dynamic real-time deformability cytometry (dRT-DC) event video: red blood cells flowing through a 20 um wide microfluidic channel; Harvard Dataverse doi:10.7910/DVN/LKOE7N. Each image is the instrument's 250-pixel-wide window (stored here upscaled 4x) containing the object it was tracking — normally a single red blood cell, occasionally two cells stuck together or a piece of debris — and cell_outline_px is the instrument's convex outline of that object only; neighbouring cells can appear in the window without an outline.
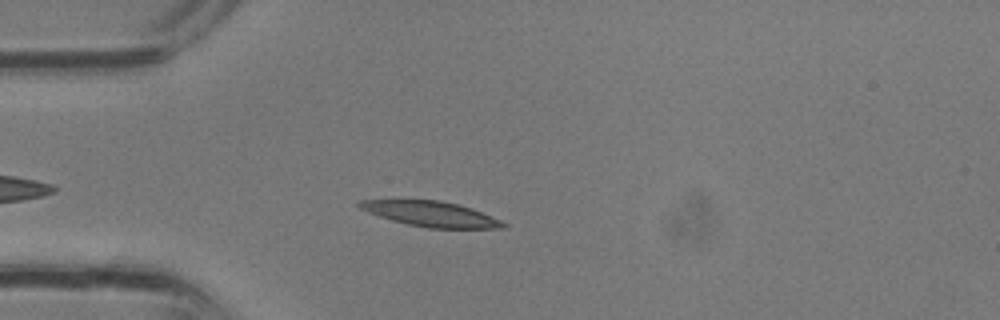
{"species": "common noctule bat (a hibernating species)", "species_latin": "Nyctalus noctula", "temperature_condition": "room temperature", "stored_images_in_passage": 24, "camera_frame_rate_fps": 3000, "um_per_image_px": 0.085, "animal": {"sex": "male", "body_mass_g": 13.3}, "frame": {"image": 1, "passage_image": 4, "time_ms": 1.0, "image_size_px": [1000, 320], "cell_outline_px": [[508, 228], [428, 228], [408, 224], [392, 220], [368, 212], [360, 208], [356, 204], [360, 200], [440, 200], [472, 208], [500, 220], [508, 224]], "centroid_in_image_um": [36.65, 18.19], "position_along_channel_um": 48.3, "area_um2": 20.92}}
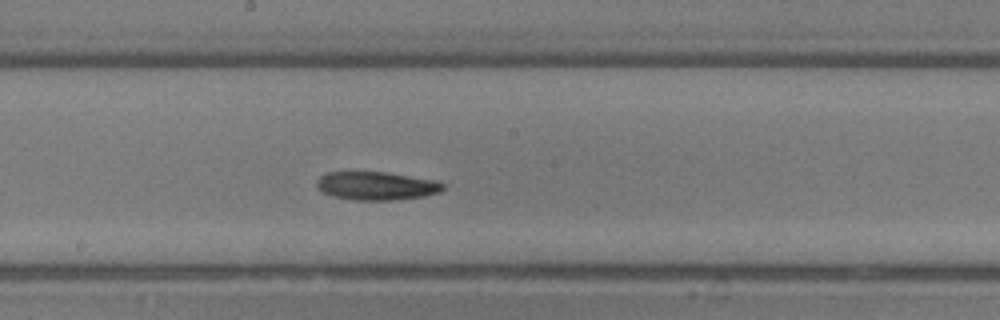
{"frame": {"image": 2, "passage_image": 13, "time_ms": 4.0, "image_size_px": [1000, 320], "cell_outline_px": [[444, 188], [440, 192], [424, 196], [392, 200], [352, 200], [332, 196], [324, 192], [316, 184], [316, 180], [320, 176], [328, 172], [384, 172], [432, 180], [444, 184]], "centroid_in_image_um": [31.96, 15.8], "position_along_channel_um": 216.2, "area_um2": 20.58}}
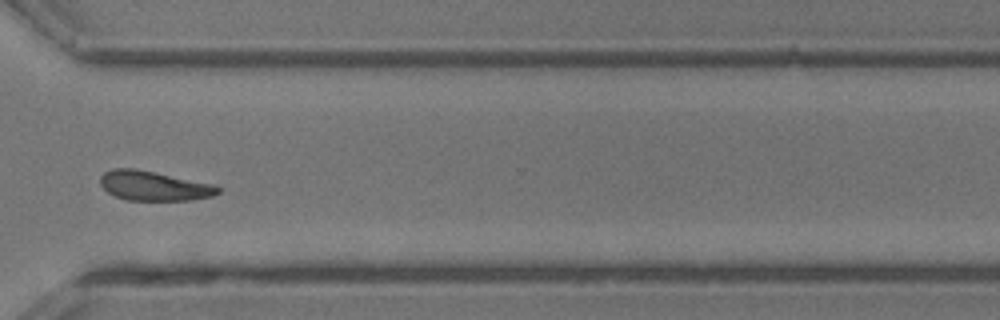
{"frame": {"image": 3, "passage_image": 20, "time_ms": 6.333, "image_size_px": [1000, 320], "cell_outline_px": [[220, 192], [212, 196], [192, 200], [128, 200], [116, 196], [108, 192], [100, 184], [100, 176], [104, 172], [112, 168], [136, 168], [212, 184], [220, 188]], "centroid_in_image_um": [13.06, 15.79], "position_along_channel_um": 357.5, "area_um2": 20.17}}